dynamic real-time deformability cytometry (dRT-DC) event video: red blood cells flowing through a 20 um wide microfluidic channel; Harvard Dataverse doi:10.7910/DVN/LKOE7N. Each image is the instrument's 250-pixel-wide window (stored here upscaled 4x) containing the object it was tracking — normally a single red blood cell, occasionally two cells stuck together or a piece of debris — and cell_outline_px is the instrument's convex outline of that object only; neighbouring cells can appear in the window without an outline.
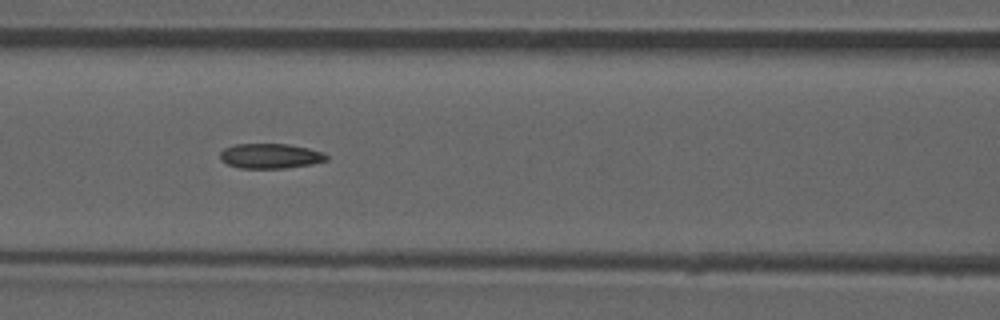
{"species": "common noctule bat (a hibernating species)", "species_latin": "Nyctalus noctula", "temperature_condition": "room temperature", "stored_images_in_passage": 53, "camera_frame_rate_fps": 3000, "um_per_image_px": 0.085, "animal": {"sex": "male", "forearm_length_mm": 52.5}, "frame": {"image": 1, "passage_image": 23, "time_ms": 7.333, "image_size_px": [1000, 320], "cell_outline_px": [[328, 160], [312, 164], [284, 168], [240, 168], [228, 164], [220, 160], [220, 152], [224, 148], [232, 144], [288, 144], [308, 148], [324, 152], [328, 156]], "centroid_in_image_um": [22.98, 13.25], "position_along_channel_um": 143.6, "area_um2": 15.55}, "authors_computed_cell_mechanics": {"area_um2": 15.7216, "velocity_mm_per_s": 3.9344, "shape_relaxation_time_tau1_ms": null, "shape_relaxation_time_tau2_ms": 7.3524, "deformation_change_tau1": null, "deformation_change_tau2": 0.1335}}